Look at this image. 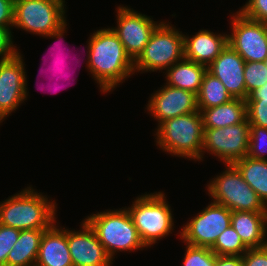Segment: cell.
I'll return each instance as SVG.
<instances>
[{
    "label": "cell",
    "mask_w": 267,
    "mask_h": 266,
    "mask_svg": "<svg viewBox=\"0 0 267 266\" xmlns=\"http://www.w3.org/2000/svg\"><path fill=\"white\" fill-rule=\"evenodd\" d=\"M87 45V68L103 93L135 73L134 61L111 28L94 31Z\"/></svg>",
    "instance_id": "obj_1"
},
{
    "label": "cell",
    "mask_w": 267,
    "mask_h": 266,
    "mask_svg": "<svg viewBox=\"0 0 267 266\" xmlns=\"http://www.w3.org/2000/svg\"><path fill=\"white\" fill-rule=\"evenodd\" d=\"M3 202V203H2ZM0 203V224L19 229H49L56 222V203L27 187Z\"/></svg>",
    "instance_id": "obj_2"
},
{
    "label": "cell",
    "mask_w": 267,
    "mask_h": 266,
    "mask_svg": "<svg viewBox=\"0 0 267 266\" xmlns=\"http://www.w3.org/2000/svg\"><path fill=\"white\" fill-rule=\"evenodd\" d=\"M156 145L173 156L201 161L203 120L195 111L162 122L156 129Z\"/></svg>",
    "instance_id": "obj_3"
},
{
    "label": "cell",
    "mask_w": 267,
    "mask_h": 266,
    "mask_svg": "<svg viewBox=\"0 0 267 266\" xmlns=\"http://www.w3.org/2000/svg\"><path fill=\"white\" fill-rule=\"evenodd\" d=\"M64 3L65 0H14L13 26L33 35L62 39L67 29Z\"/></svg>",
    "instance_id": "obj_4"
},
{
    "label": "cell",
    "mask_w": 267,
    "mask_h": 266,
    "mask_svg": "<svg viewBox=\"0 0 267 266\" xmlns=\"http://www.w3.org/2000/svg\"><path fill=\"white\" fill-rule=\"evenodd\" d=\"M85 220L93 228L112 260L119 251L132 252L146 247L127 208L93 213Z\"/></svg>",
    "instance_id": "obj_5"
},
{
    "label": "cell",
    "mask_w": 267,
    "mask_h": 266,
    "mask_svg": "<svg viewBox=\"0 0 267 266\" xmlns=\"http://www.w3.org/2000/svg\"><path fill=\"white\" fill-rule=\"evenodd\" d=\"M127 208L146 248L174 229L173 214L163 192L138 196Z\"/></svg>",
    "instance_id": "obj_6"
},
{
    "label": "cell",
    "mask_w": 267,
    "mask_h": 266,
    "mask_svg": "<svg viewBox=\"0 0 267 266\" xmlns=\"http://www.w3.org/2000/svg\"><path fill=\"white\" fill-rule=\"evenodd\" d=\"M167 22H160L139 57L134 61L135 72L167 70L184 58V34Z\"/></svg>",
    "instance_id": "obj_7"
},
{
    "label": "cell",
    "mask_w": 267,
    "mask_h": 266,
    "mask_svg": "<svg viewBox=\"0 0 267 266\" xmlns=\"http://www.w3.org/2000/svg\"><path fill=\"white\" fill-rule=\"evenodd\" d=\"M207 186L213 202L231 211L267 212V206L234 164H226L225 171L211 179Z\"/></svg>",
    "instance_id": "obj_8"
},
{
    "label": "cell",
    "mask_w": 267,
    "mask_h": 266,
    "mask_svg": "<svg viewBox=\"0 0 267 266\" xmlns=\"http://www.w3.org/2000/svg\"><path fill=\"white\" fill-rule=\"evenodd\" d=\"M250 137V124L247 118L236 125L223 128H204L202 142V156L214 154L223 163L234 164L247 156Z\"/></svg>",
    "instance_id": "obj_9"
},
{
    "label": "cell",
    "mask_w": 267,
    "mask_h": 266,
    "mask_svg": "<svg viewBox=\"0 0 267 266\" xmlns=\"http://www.w3.org/2000/svg\"><path fill=\"white\" fill-rule=\"evenodd\" d=\"M232 33L228 44L245 62H264L267 59V23L251 20L237 11L231 15Z\"/></svg>",
    "instance_id": "obj_10"
},
{
    "label": "cell",
    "mask_w": 267,
    "mask_h": 266,
    "mask_svg": "<svg viewBox=\"0 0 267 266\" xmlns=\"http://www.w3.org/2000/svg\"><path fill=\"white\" fill-rule=\"evenodd\" d=\"M232 211L223 205L211 202L197 216L182 227L183 243L211 248L218 236L231 225Z\"/></svg>",
    "instance_id": "obj_11"
},
{
    "label": "cell",
    "mask_w": 267,
    "mask_h": 266,
    "mask_svg": "<svg viewBox=\"0 0 267 266\" xmlns=\"http://www.w3.org/2000/svg\"><path fill=\"white\" fill-rule=\"evenodd\" d=\"M21 53L0 60V123L27 100V77Z\"/></svg>",
    "instance_id": "obj_12"
},
{
    "label": "cell",
    "mask_w": 267,
    "mask_h": 266,
    "mask_svg": "<svg viewBox=\"0 0 267 266\" xmlns=\"http://www.w3.org/2000/svg\"><path fill=\"white\" fill-rule=\"evenodd\" d=\"M117 24V27L111 29L122 42L127 54L135 61L160 23L130 7L120 5L117 7Z\"/></svg>",
    "instance_id": "obj_13"
},
{
    "label": "cell",
    "mask_w": 267,
    "mask_h": 266,
    "mask_svg": "<svg viewBox=\"0 0 267 266\" xmlns=\"http://www.w3.org/2000/svg\"><path fill=\"white\" fill-rule=\"evenodd\" d=\"M153 93L147 110L159 122L198 111L197 95L191 91L175 88L167 84Z\"/></svg>",
    "instance_id": "obj_14"
},
{
    "label": "cell",
    "mask_w": 267,
    "mask_h": 266,
    "mask_svg": "<svg viewBox=\"0 0 267 266\" xmlns=\"http://www.w3.org/2000/svg\"><path fill=\"white\" fill-rule=\"evenodd\" d=\"M81 228L79 231L67 229V242L73 266H111L112 258L85 219Z\"/></svg>",
    "instance_id": "obj_15"
},
{
    "label": "cell",
    "mask_w": 267,
    "mask_h": 266,
    "mask_svg": "<svg viewBox=\"0 0 267 266\" xmlns=\"http://www.w3.org/2000/svg\"><path fill=\"white\" fill-rule=\"evenodd\" d=\"M244 67L243 58L227 44L207 71L223 83L233 98L246 100Z\"/></svg>",
    "instance_id": "obj_16"
},
{
    "label": "cell",
    "mask_w": 267,
    "mask_h": 266,
    "mask_svg": "<svg viewBox=\"0 0 267 266\" xmlns=\"http://www.w3.org/2000/svg\"><path fill=\"white\" fill-rule=\"evenodd\" d=\"M184 58L209 66L228 44L227 34L200 30L193 37L184 34Z\"/></svg>",
    "instance_id": "obj_17"
},
{
    "label": "cell",
    "mask_w": 267,
    "mask_h": 266,
    "mask_svg": "<svg viewBox=\"0 0 267 266\" xmlns=\"http://www.w3.org/2000/svg\"><path fill=\"white\" fill-rule=\"evenodd\" d=\"M54 223L44 231L35 266H73L67 242V229Z\"/></svg>",
    "instance_id": "obj_18"
},
{
    "label": "cell",
    "mask_w": 267,
    "mask_h": 266,
    "mask_svg": "<svg viewBox=\"0 0 267 266\" xmlns=\"http://www.w3.org/2000/svg\"><path fill=\"white\" fill-rule=\"evenodd\" d=\"M231 225L248 249L267 246V212L232 211Z\"/></svg>",
    "instance_id": "obj_19"
},
{
    "label": "cell",
    "mask_w": 267,
    "mask_h": 266,
    "mask_svg": "<svg viewBox=\"0 0 267 266\" xmlns=\"http://www.w3.org/2000/svg\"><path fill=\"white\" fill-rule=\"evenodd\" d=\"M165 73L166 84L195 93L200 91L207 66L183 58L169 67Z\"/></svg>",
    "instance_id": "obj_20"
},
{
    "label": "cell",
    "mask_w": 267,
    "mask_h": 266,
    "mask_svg": "<svg viewBox=\"0 0 267 266\" xmlns=\"http://www.w3.org/2000/svg\"><path fill=\"white\" fill-rule=\"evenodd\" d=\"M203 128H223L247 118L246 100L233 98L227 103L201 111Z\"/></svg>",
    "instance_id": "obj_21"
},
{
    "label": "cell",
    "mask_w": 267,
    "mask_h": 266,
    "mask_svg": "<svg viewBox=\"0 0 267 266\" xmlns=\"http://www.w3.org/2000/svg\"><path fill=\"white\" fill-rule=\"evenodd\" d=\"M45 230H20L19 239L8 253L7 266H35Z\"/></svg>",
    "instance_id": "obj_22"
},
{
    "label": "cell",
    "mask_w": 267,
    "mask_h": 266,
    "mask_svg": "<svg viewBox=\"0 0 267 266\" xmlns=\"http://www.w3.org/2000/svg\"><path fill=\"white\" fill-rule=\"evenodd\" d=\"M234 165L242 174L243 179L267 206V160L245 156L236 161Z\"/></svg>",
    "instance_id": "obj_23"
},
{
    "label": "cell",
    "mask_w": 267,
    "mask_h": 266,
    "mask_svg": "<svg viewBox=\"0 0 267 266\" xmlns=\"http://www.w3.org/2000/svg\"><path fill=\"white\" fill-rule=\"evenodd\" d=\"M223 83L208 71L204 74L200 91L197 94L198 110L215 107L232 100Z\"/></svg>",
    "instance_id": "obj_24"
},
{
    "label": "cell",
    "mask_w": 267,
    "mask_h": 266,
    "mask_svg": "<svg viewBox=\"0 0 267 266\" xmlns=\"http://www.w3.org/2000/svg\"><path fill=\"white\" fill-rule=\"evenodd\" d=\"M210 249L216 255L233 256H242L248 250L232 225L218 236L215 244Z\"/></svg>",
    "instance_id": "obj_25"
},
{
    "label": "cell",
    "mask_w": 267,
    "mask_h": 266,
    "mask_svg": "<svg viewBox=\"0 0 267 266\" xmlns=\"http://www.w3.org/2000/svg\"><path fill=\"white\" fill-rule=\"evenodd\" d=\"M244 80L246 99L248 95L267 82V67L264 62H245Z\"/></svg>",
    "instance_id": "obj_26"
},
{
    "label": "cell",
    "mask_w": 267,
    "mask_h": 266,
    "mask_svg": "<svg viewBox=\"0 0 267 266\" xmlns=\"http://www.w3.org/2000/svg\"><path fill=\"white\" fill-rule=\"evenodd\" d=\"M183 266H215L216 254L209 247L186 244Z\"/></svg>",
    "instance_id": "obj_27"
},
{
    "label": "cell",
    "mask_w": 267,
    "mask_h": 266,
    "mask_svg": "<svg viewBox=\"0 0 267 266\" xmlns=\"http://www.w3.org/2000/svg\"><path fill=\"white\" fill-rule=\"evenodd\" d=\"M267 128L250 125V137L247 156L253 159L267 160Z\"/></svg>",
    "instance_id": "obj_28"
},
{
    "label": "cell",
    "mask_w": 267,
    "mask_h": 266,
    "mask_svg": "<svg viewBox=\"0 0 267 266\" xmlns=\"http://www.w3.org/2000/svg\"><path fill=\"white\" fill-rule=\"evenodd\" d=\"M246 112L250 125L267 128V98H247Z\"/></svg>",
    "instance_id": "obj_29"
},
{
    "label": "cell",
    "mask_w": 267,
    "mask_h": 266,
    "mask_svg": "<svg viewBox=\"0 0 267 266\" xmlns=\"http://www.w3.org/2000/svg\"><path fill=\"white\" fill-rule=\"evenodd\" d=\"M20 230L0 224V266H7V256L19 239Z\"/></svg>",
    "instance_id": "obj_30"
},
{
    "label": "cell",
    "mask_w": 267,
    "mask_h": 266,
    "mask_svg": "<svg viewBox=\"0 0 267 266\" xmlns=\"http://www.w3.org/2000/svg\"><path fill=\"white\" fill-rule=\"evenodd\" d=\"M239 12L251 20L267 23V0H248Z\"/></svg>",
    "instance_id": "obj_31"
},
{
    "label": "cell",
    "mask_w": 267,
    "mask_h": 266,
    "mask_svg": "<svg viewBox=\"0 0 267 266\" xmlns=\"http://www.w3.org/2000/svg\"><path fill=\"white\" fill-rule=\"evenodd\" d=\"M10 27L0 26V60L14 56L19 50L13 45Z\"/></svg>",
    "instance_id": "obj_32"
},
{
    "label": "cell",
    "mask_w": 267,
    "mask_h": 266,
    "mask_svg": "<svg viewBox=\"0 0 267 266\" xmlns=\"http://www.w3.org/2000/svg\"><path fill=\"white\" fill-rule=\"evenodd\" d=\"M243 266H267V246L248 249L243 255Z\"/></svg>",
    "instance_id": "obj_33"
},
{
    "label": "cell",
    "mask_w": 267,
    "mask_h": 266,
    "mask_svg": "<svg viewBox=\"0 0 267 266\" xmlns=\"http://www.w3.org/2000/svg\"><path fill=\"white\" fill-rule=\"evenodd\" d=\"M14 0H0V26L13 28Z\"/></svg>",
    "instance_id": "obj_34"
},
{
    "label": "cell",
    "mask_w": 267,
    "mask_h": 266,
    "mask_svg": "<svg viewBox=\"0 0 267 266\" xmlns=\"http://www.w3.org/2000/svg\"><path fill=\"white\" fill-rule=\"evenodd\" d=\"M215 266H243L242 256L216 255Z\"/></svg>",
    "instance_id": "obj_35"
},
{
    "label": "cell",
    "mask_w": 267,
    "mask_h": 266,
    "mask_svg": "<svg viewBox=\"0 0 267 266\" xmlns=\"http://www.w3.org/2000/svg\"><path fill=\"white\" fill-rule=\"evenodd\" d=\"M247 98H267V82L262 87L252 91Z\"/></svg>",
    "instance_id": "obj_36"
}]
</instances>
